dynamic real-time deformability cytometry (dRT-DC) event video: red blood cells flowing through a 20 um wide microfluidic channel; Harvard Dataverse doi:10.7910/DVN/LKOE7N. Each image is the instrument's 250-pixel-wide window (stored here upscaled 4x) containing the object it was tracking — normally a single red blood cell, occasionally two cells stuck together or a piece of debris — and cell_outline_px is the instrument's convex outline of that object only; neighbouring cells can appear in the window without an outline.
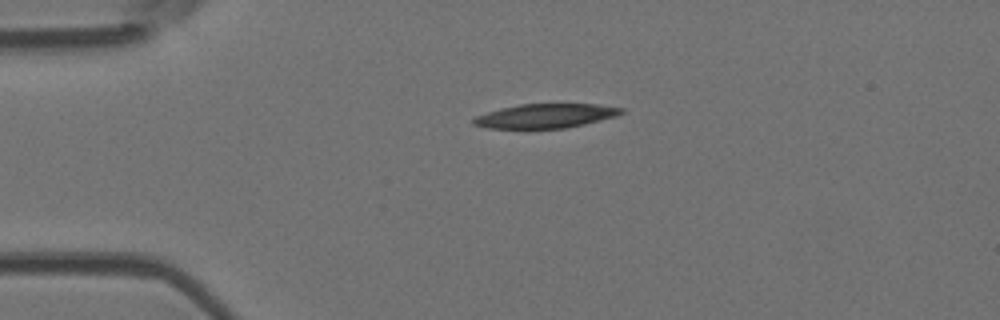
{"species": "Egyptian fruit bat (a non-hibernating species)", "species_latin": "Rousettus aegyptiacus", "temperature_condition": "room temperature", "stored_images_in_passage": 2, "camera_frame_rate_fps": 3000, "um_per_image_px": 0.085, "animal": {"sex": "female"}, "frame": {"image": 1, "passage_image": 1, "time_ms": 0.0, "image_size_px": [1000, 320], "cell_outline_px": [[624, 112], [616, 116], [584, 124], [564, 128], [528, 132], [488, 128], [472, 124], [472, 120], [476, 116], [500, 108], [520, 104], [596, 104], [624, 108]], "centroid_in_image_um": [46.29, 9.9], "position_along_channel_um": 38.7, "area_um2": 21.79}}